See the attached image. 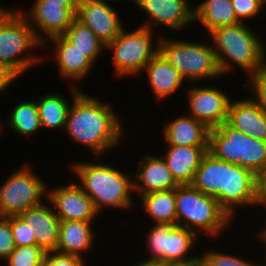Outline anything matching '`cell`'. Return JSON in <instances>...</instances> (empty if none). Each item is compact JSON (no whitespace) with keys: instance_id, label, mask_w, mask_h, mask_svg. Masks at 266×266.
Instances as JSON below:
<instances>
[{"instance_id":"1","label":"cell","mask_w":266,"mask_h":266,"mask_svg":"<svg viewBox=\"0 0 266 266\" xmlns=\"http://www.w3.org/2000/svg\"><path fill=\"white\" fill-rule=\"evenodd\" d=\"M69 89L73 100L64 132L72 142L90 149L94 158L118 148L123 140L124 124L111 103L83 92L75 84Z\"/></svg>"},{"instance_id":"2","label":"cell","mask_w":266,"mask_h":266,"mask_svg":"<svg viewBox=\"0 0 266 266\" xmlns=\"http://www.w3.org/2000/svg\"><path fill=\"white\" fill-rule=\"evenodd\" d=\"M87 161L74 162L70 167L79 178L78 185L92 199L96 211L100 213L106 207L131 209L134 206L133 173H124L116 166L102 162Z\"/></svg>"},{"instance_id":"3","label":"cell","mask_w":266,"mask_h":266,"mask_svg":"<svg viewBox=\"0 0 266 266\" xmlns=\"http://www.w3.org/2000/svg\"><path fill=\"white\" fill-rule=\"evenodd\" d=\"M245 22L220 26L208 33L217 56L219 68L227 75L237 65L251 76L266 67L264 41Z\"/></svg>"},{"instance_id":"4","label":"cell","mask_w":266,"mask_h":266,"mask_svg":"<svg viewBox=\"0 0 266 266\" xmlns=\"http://www.w3.org/2000/svg\"><path fill=\"white\" fill-rule=\"evenodd\" d=\"M39 46L43 48L23 14L16 7L7 9L1 5L0 65L7 67L17 77L22 76L29 68L44 61L43 56L33 54L32 49Z\"/></svg>"},{"instance_id":"5","label":"cell","mask_w":266,"mask_h":266,"mask_svg":"<svg viewBox=\"0 0 266 266\" xmlns=\"http://www.w3.org/2000/svg\"><path fill=\"white\" fill-rule=\"evenodd\" d=\"M232 218L215 197L191 185L176 187V225L195 232L218 237L232 223ZM205 232V233H204Z\"/></svg>"},{"instance_id":"6","label":"cell","mask_w":266,"mask_h":266,"mask_svg":"<svg viewBox=\"0 0 266 266\" xmlns=\"http://www.w3.org/2000/svg\"><path fill=\"white\" fill-rule=\"evenodd\" d=\"M159 52L191 85H196L200 80H213L223 76L216 53L209 41L207 44L204 41L200 43L173 40L164 34L159 42Z\"/></svg>"},{"instance_id":"7","label":"cell","mask_w":266,"mask_h":266,"mask_svg":"<svg viewBox=\"0 0 266 266\" xmlns=\"http://www.w3.org/2000/svg\"><path fill=\"white\" fill-rule=\"evenodd\" d=\"M208 152L218 159L248 168L254 173L266 164V141L245 135L227 122L210 129Z\"/></svg>"},{"instance_id":"8","label":"cell","mask_w":266,"mask_h":266,"mask_svg":"<svg viewBox=\"0 0 266 266\" xmlns=\"http://www.w3.org/2000/svg\"><path fill=\"white\" fill-rule=\"evenodd\" d=\"M153 31L138 27L128 32L126 27L106 46V51L113 52L112 62L117 77H132L143 73L147 63L159 52L161 36L153 42ZM156 42V43H155Z\"/></svg>"},{"instance_id":"9","label":"cell","mask_w":266,"mask_h":266,"mask_svg":"<svg viewBox=\"0 0 266 266\" xmlns=\"http://www.w3.org/2000/svg\"><path fill=\"white\" fill-rule=\"evenodd\" d=\"M30 166L28 163L16 169L0 186V217L19 216L48 198L47 182Z\"/></svg>"},{"instance_id":"10","label":"cell","mask_w":266,"mask_h":266,"mask_svg":"<svg viewBox=\"0 0 266 266\" xmlns=\"http://www.w3.org/2000/svg\"><path fill=\"white\" fill-rule=\"evenodd\" d=\"M216 199L234 221L238 208L257 205L255 173L240 165L225 162L223 190Z\"/></svg>"},{"instance_id":"11","label":"cell","mask_w":266,"mask_h":266,"mask_svg":"<svg viewBox=\"0 0 266 266\" xmlns=\"http://www.w3.org/2000/svg\"><path fill=\"white\" fill-rule=\"evenodd\" d=\"M189 113L209 129L217 128L227 121L231 97L217 86H200L186 89Z\"/></svg>"},{"instance_id":"12","label":"cell","mask_w":266,"mask_h":266,"mask_svg":"<svg viewBox=\"0 0 266 266\" xmlns=\"http://www.w3.org/2000/svg\"><path fill=\"white\" fill-rule=\"evenodd\" d=\"M16 8L33 28L36 38L43 44V49L47 47L44 43L46 40L62 35L76 17L68 8L46 0H35L28 12L22 10V7Z\"/></svg>"},{"instance_id":"13","label":"cell","mask_w":266,"mask_h":266,"mask_svg":"<svg viewBox=\"0 0 266 266\" xmlns=\"http://www.w3.org/2000/svg\"><path fill=\"white\" fill-rule=\"evenodd\" d=\"M114 0H79L76 19L88 26L107 46L125 28L119 13L107 3Z\"/></svg>"},{"instance_id":"14","label":"cell","mask_w":266,"mask_h":266,"mask_svg":"<svg viewBox=\"0 0 266 266\" xmlns=\"http://www.w3.org/2000/svg\"><path fill=\"white\" fill-rule=\"evenodd\" d=\"M135 5L143 10L149 19L140 26L152 31L159 25L172 31H180L194 23V8L189 0H137Z\"/></svg>"},{"instance_id":"15","label":"cell","mask_w":266,"mask_h":266,"mask_svg":"<svg viewBox=\"0 0 266 266\" xmlns=\"http://www.w3.org/2000/svg\"><path fill=\"white\" fill-rule=\"evenodd\" d=\"M48 189L47 200L51 203L54 212L61 221L93 222L99 215L92 199L77 182H70L68 185H59Z\"/></svg>"},{"instance_id":"16","label":"cell","mask_w":266,"mask_h":266,"mask_svg":"<svg viewBox=\"0 0 266 266\" xmlns=\"http://www.w3.org/2000/svg\"><path fill=\"white\" fill-rule=\"evenodd\" d=\"M136 166L137 172L133 174L134 194L167 191L175 189L179 184L175 181L166 162L161 156L143 155Z\"/></svg>"},{"instance_id":"17","label":"cell","mask_w":266,"mask_h":266,"mask_svg":"<svg viewBox=\"0 0 266 266\" xmlns=\"http://www.w3.org/2000/svg\"><path fill=\"white\" fill-rule=\"evenodd\" d=\"M48 203L49 206L45 200L44 203L31 207L19 215L35 234L36 246L46 253L57 249L61 222L51 203Z\"/></svg>"},{"instance_id":"18","label":"cell","mask_w":266,"mask_h":266,"mask_svg":"<svg viewBox=\"0 0 266 266\" xmlns=\"http://www.w3.org/2000/svg\"><path fill=\"white\" fill-rule=\"evenodd\" d=\"M49 41L54 43V60L58 66L60 78H65L73 81L80 82L89 76L95 65L87 56L86 52H82L71 45L62 35L54 36Z\"/></svg>"},{"instance_id":"19","label":"cell","mask_w":266,"mask_h":266,"mask_svg":"<svg viewBox=\"0 0 266 266\" xmlns=\"http://www.w3.org/2000/svg\"><path fill=\"white\" fill-rule=\"evenodd\" d=\"M226 122L245 135L266 141V113L251 97L231 100Z\"/></svg>"},{"instance_id":"20","label":"cell","mask_w":266,"mask_h":266,"mask_svg":"<svg viewBox=\"0 0 266 266\" xmlns=\"http://www.w3.org/2000/svg\"><path fill=\"white\" fill-rule=\"evenodd\" d=\"M162 157L179 185H190L208 146L167 145Z\"/></svg>"},{"instance_id":"21","label":"cell","mask_w":266,"mask_h":266,"mask_svg":"<svg viewBox=\"0 0 266 266\" xmlns=\"http://www.w3.org/2000/svg\"><path fill=\"white\" fill-rule=\"evenodd\" d=\"M163 138L171 146H208L210 129L188 114L162 126Z\"/></svg>"},{"instance_id":"22","label":"cell","mask_w":266,"mask_h":266,"mask_svg":"<svg viewBox=\"0 0 266 266\" xmlns=\"http://www.w3.org/2000/svg\"><path fill=\"white\" fill-rule=\"evenodd\" d=\"M148 84L156 100H165L184 85L181 73L158 52L144 67Z\"/></svg>"},{"instance_id":"23","label":"cell","mask_w":266,"mask_h":266,"mask_svg":"<svg viewBox=\"0 0 266 266\" xmlns=\"http://www.w3.org/2000/svg\"><path fill=\"white\" fill-rule=\"evenodd\" d=\"M94 222L78 220L61 221L59 226V240L56 252L63 254L84 256L82 253L93 248L95 243Z\"/></svg>"},{"instance_id":"24","label":"cell","mask_w":266,"mask_h":266,"mask_svg":"<svg viewBox=\"0 0 266 266\" xmlns=\"http://www.w3.org/2000/svg\"><path fill=\"white\" fill-rule=\"evenodd\" d=\"M194 22L201 23L207 33L220 26L238 24L231 0H203L194 7Z\"/></svg>"},{"instance_id":"25","label":"cell","mask_w":266,"mask_h":266,"mask_svg":"<svg viewBox=\"0 0 266 266\" xmlns=\"http://www.w3.org/2000/svg\"><path fill=\"white\" fill-rule=\"evenodd\" d=\"M225 161L206 152L190 184L208 196L217 197L223 190Z\"/></svg>"},{"instance_id":"26","label":"cell","mask_w":266,"mask_h":266,"mask_svg":"<svg viewBox=\"0 0 266 266\" xmlns=\"http://www.w3.org/2000/svg\"><path fill=\"white\" fill-rule=\"evenodd\" d=\"M141 205L154 224L176 225V188L140 195Z\"/></svg>"},{"instance_id":"27","label":"cell","mask_w":266,"mask_h":266,"mask_svg":"<svg viewBox=\"0 0 266 266\" xmlns=\"http://www.w3.org/2000/svg\"><path fill=\"white\" fill-rule=\"evenodd\" d=\"M36 101L42 129L64 130L71 104L69 100L55 92L43 94Z\"/></svg>"},{"instance_id":"28","label":"cell","mask_w":266,"mask_h":266,"mask_svg":"<svg viewBox=\"0 0 266 266\" xmlns=\"http://www.w3.org/2000/svg\"><path fill=\"white\" fill-rule=\"evenodd\" d=\"M6 122L8 129L10 127L20 136H33L42 129L38 107L34 100H24L15 104L4 124Z\"/></svg>"},{"instance_id":"29","label":"cell","mask_w":266,"mask_h":266,"mask_svg":"<svg viewBox=\"0 0 266 266\" xmlns=\"http://www.w3.org/2000/svg\"><path fill=\"white\" fill-rule=\"evenodd\" d=\"M62 36L76 49L86 52V56L95 64L102 56L106 46L91 31L88 26L83 25L76 18Z\"/></svg>"},{"instance_id":"30","label":"cell","mask_w":266,"mask_h":266,"mask_svg":"<svg viewBox=\"0 0 266 266\" xmlns=\"http://www.w3.org/2000/svg\"><path fill=\"white\" fill-rule=\"evenodd\" d=\"M199 237L195 232L177 225H169V244L167 251V263L186 262L198 259L199 256H192L194 244ZM196 241V242H195Z\"/></svg>"},{"instance_id":"31","label":"cell","mask_w":266,"mask_h":266,"mask_svg":"<svg viewBox=\"0 0 266 266\" xmlns=\"http://www.w3.org/2000/svg\"><path fill=\"white\" fill-rule=\"evenodd\" d=\"M147 250L150 251L147 259L162 260L167 263V251L169 244V225L154 224L146 234Z\"/></svg>"},{"instance_id":"32","label":"cell","mask_w":266,"mask_h":266,"mask_svg":"<svg viewBox=\"0 0 266 266\" xmlns=\"http://www.w3.org/2000/svg\"><path fill=\"white\" fill-rule=\"evenodd\" d=\"M46 252L36 245L20 246L5 260L7 266H39L42 264Z\"/></svg>"},{"instance_id":"33","label":"cell","mask_w":266,"mask_h":266,"mask_svg":"<svg viewBox=\"0 0 266 266\" xmlns=\"http://www.w3.org/2000/svg\"><path fill=\"white\" fill-rule=\"evenodd\" d=\"M204 254V255H203ZM202 266H260L256 261H249L237 255L221 251L208 250L199 256Z\"/></svg>"},{"instance_id":"34","label":"cell","mask_w":266,"mask_h":266,"mask_svg":"<svg viewBox=\"0 0 266 266\" xmlns=\"http://www.w3.org/2000/svg\"><path fill=\"white\" fill-rule=\"evenodd\" d=\"M247 80V84H244L243 87L251 90L253 95L250 97L266 113V67L249 76Z\"/></svg>"},{"instance_id":"35","label":"cell","mask_w":266,"mask_h":266,"mask_svg":"<svg viewBox=\"0 0 266 266\" xmlns=\"http://www.w3.org/2000/svg\"><path fill=\"white\" fill-rule=\"evenodd\" d=\"M10 225L16 247L36 245L35 234L20 216H10Z\"/></svg>"},{"instance_id":"36","label":"cell","mask_w":266,"mask_h":266,"mask_svg":"<svg viewBox=\"0 0 266 266\" xmlns=\"http://www.w3.org/2000/svg\"><path fill=\"white\" fill-rule=\"evenodd\" d=\"M239 22L256 18L264 9L263 0H231ZM255 16V17H254Z\"/></svg>"},{"instance_id":"37","label":"cell","mask_w":266,"mask_h":266,"mask_svg":"<svg viewBox=\"0 0 266 266\" xmlns=\"http://www.w3.org/2000/svg\"><path fill=\"white\" fill-rule=\"evenodd\" d=\"M9 217H0V261L4 262L15 250Z\"/></svg>"},{"instance_id":"38","label":"cell","mask_w":266,"mask_h":266,"mask_svg":"<svg viewBox=\"0 0 266 266\" xmlns=\"http://www.w3.org/2000/svg\"><path fill=\"white\" fill-rule=\"evenodd\" d=\"M42 266H85V259L76 255L63 254L56 251L47 252Z\"/></svg>"},{"instance_id":"39","label":"cell","mask_w":266,"mask_h":266,"mask_svg":"<svg viewBox=\"0 0 266 266\" xmlns=\"http://www.w3.org/2000/svg\"><path fill=\"white\" fill-rule=\"evenodd\" d=\"M255 197L257 206L266 209V164L255 173Z\"/></svg>"},{"instance_id":"40","label":"cell","mask_w":266,"mask_h":266,"mask_svg":"<svg viewBox=\"0 0 266 266\" xmlns=\"http://www.w3.org/2000/svg\"><path fill=\"white\" fill-rule=\"evenodd\" d=\"M12 71H10L7 67L0 65V93L7 90L16 79H18Z\"/></svg>"},{"instance_id":"41","label":"cell","mask_w":266,"mask_h":266,"mask_svg":"<svg viewBox=\"0 0 266 266\" xmlns=\"http://www.w3.org/2000/svg\"><path fill=\"white\" fill-rule=\"evenodd\" d=\"M48 3L60 4L61 7L68 8L75 16L79 0H46Z\"/></svg>"},{"instance_id":"42","label":"cell","mask_w":266,"mask_h":266,"mask_svg":"<svg viewBox=\"0 0 266 266\" xmlns=\"http://www.w3.org/2000/svg\"><path fill=\"white\" fill-rule=\"evenodd\" d=\"M141 260L139 262H136L133 264V266H166V262H163L162 260H156V259H147Z\"/></svg>"},{"instance_id":"43","label":"cell","mask_w":266,"mask_h":266,"mask_svg":"<svg viewBox=\"0 0 266 266\" xmlns=\"http://www.w3.org/2000/svg\"><path fill=\"white\" fill-rule=\"evenodd\" d=\"M166 266H202L200 258L192 261L177 262V263H166Z\"/></svg>"},{"instance_id":"44","label":"cell","mask_w":266,"mask_h":266,"mask_svg":"<svg viewBox=\"0 0 266 266\" xmlns=\"http://www.w3.org/2000/svg\"><path fill=\"white\" fill-rule=\"evenodd\" d=\"M255 234H257L256 236L263 242V244L266 245V223L265 226H263V228L260 230V232H257Z\"/></svg>"},{"instance_id":"45","label":"cell","mask_w":266,"mask_h":266,"mask_svg":"<svg viewBox=\"0 0 266 266\" xmlns=\"http://www.w3.org/2000/svg\"><path fill=\"white\" fill-rule=\"evenodd\" d=\"M3 123H1V121H0V136H2L1 134L3 133V131H5L4 130V124L2 125Z\"/></svg>"},{"instance_id":"46","label":"cell","mask_w":266,"mask_h":266,"mask_svg":"<svg viewBox=\"0 0 266 266\" xmlns=\"http://www.w3.org/2000/svg\"><path fill=\"white\" fill-rule=\"evenodd\" d=\"M264 57H265V65H266V43H264Z\"/></svg>"},{"instance_id":"47","label":"cell","mask_w":266,"mask_h":266,"mask_svg":"<svg viewBox=\"0 0 266 266\" xmlns=\"http://www.w3.org/2000/svg\"><path fill=\"white\" fill-rule=\"evenodd\" d=\"M114 1H117L118 2V0H114ZM120 1V0H119ZM133 1V3H135L137 0H132Z\"/></svg>"},{"instance_id":"48","label":"cell","mask_w":266,"mask_h":266,"mask_svg":"<svg viewBox=\"0 0 266 266\" xmlns=\"http://www.w3.org/2000/svg\"><path fill=\"white\" fill-rule=\"evenodd\" d=\"M263 4L265 5V7H266V0H263Z\"/></svg>"}]
</instances>
